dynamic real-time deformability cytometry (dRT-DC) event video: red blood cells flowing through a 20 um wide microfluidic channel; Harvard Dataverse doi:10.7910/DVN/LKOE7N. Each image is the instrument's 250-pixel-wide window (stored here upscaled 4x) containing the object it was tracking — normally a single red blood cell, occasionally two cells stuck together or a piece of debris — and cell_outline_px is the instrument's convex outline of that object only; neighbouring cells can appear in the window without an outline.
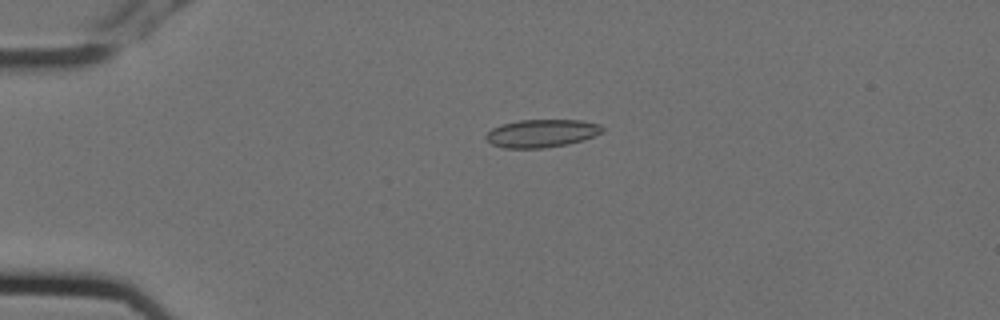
{"species": "Egyptian fruit bat (a non-hibernating species)", "species_latin": "Rousettus aegyptiacus", "temperature_condition": "cold", "stored_images_in_passage": 5, "camera_frame_rate_fps": 3000, "um_per_image_px": 0.085, "animal": {"sex": "female"}, "frame": {"image": 1, "passage_image": 4, "time_ms": 1.0, "image_size_px": [1000, 320], "cell_outline_px": [[604, 132], [584, 140], [568, 144], [544, 148], [504, 148], [492, 144], [484, 136], [492, 128], [500, 124], [520, 120], [580, 120], [600, 124], [604, 128]], "centroid_in_image_um": [46.06, 11.33], "position_along_channel_um": 38.9, "area_um2": 19.07}}